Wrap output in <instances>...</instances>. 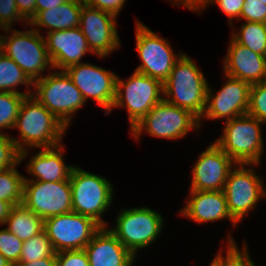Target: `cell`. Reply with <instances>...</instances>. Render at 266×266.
I'll list each match as a JSON object with an SVG mask.
<instances>
[{
    "label": "cell",
    "mask_w": 266,
    "mask_h": 266,
    "mask_svg": "<svg viewBox=\"0 0 266 266\" xmlns=\"http://www.w3.org/2000/svg\"><path fill=\"white\" fill-rule=\"evenodd\" d=\"M24 177L16 166L0 171V199L12 205L23 202Z\"/></svg>",
    "instance_id": "27"
},
{
    "label": "cell",
    "mask_w": 266,
    "mask_h": 266,
    "mask_svg": "<svg viewBox=\"0 0 266 266\" xmlns=\"http://www.w3.org/2000/svg\"><path fill=\"white\" fill-rule=\"evenodd\" d=\"M22 203L43 220L70 213L73 211L70 181H24Z\"/></svg>",
    "instance_id": "13"
},
{
    "label": "cell",
    "mask_w": 266,
    "mask_h": 266,
    "mask_svg": "<svg viewBox=\"0 0 266 266\" xmlns=\"http://www.w3.org/2000/svg\"><path fill=\"white\" fill-rule=\"evenodd\" d=\"M116 18L108 12L86 4L82 6L79 28L82 30L90 50L94 55L97 54L100 59L107 57L121 46L116 29Z\"/></svg>",
    "instance_id": "16"
},
{
    "label": "cell",
    "mask_w": 266,
    "mask_h": 266,
    "mask_svg": "<svg viewBox=\"0 0 266 266\" xmlns=\"http://www.w3.org/2000/svg\"><path fill=\"white\" fill-rule=\"evenodd\" d=\"M12 206L13 205L11 203L0 199V225H4L5 220L10 214Z\"/></svg>",
    "instance_id": "43"
},
{
    "label": "cell",
    "mask_w": 266,
    "mask_h": 266,
    "mask_svg": "<svg viewBox=\"0 0 266 266\" xmlns=\"http://www.w3.org/2000/svg\"><path fill=\"white\" fill-rule=\"evenodd\" d=\"M90 266H133V256L107 229L102 227L85 246Z\"/></svg>",
    "instance_id": "21"
},
{
    "label": "cell",
    "mask_w": 266,
    "mask_h": 266,
    "mask_svg": "<svg viewBox=\"0 0 266 266\" xmlns=\"http://www.w3.org/2000/svg\"><path fill=\"white\" fill-rule=\"evenodd\" d=\"M226 255L223 256V266H253V261L248 252L247 243L243 244V250L240 251L232 235L227 234Z\"/></svg>",
    "instance_id": "32"
},
{
    "label": "cell",
    "mask_w": 266,
    "mask_h": 266,
    "mask_svg": "<svg viewBox=\"0 0 266 266\" xmlns=\"http://www.w3.org/2000/svg\"><path fill=\"white\" fill-rule=\"evenodd\" d=\"M8 135L0 134V171L21 164L20 152Z\"/></svg>",
    "instance_id": "33"
},
{
    "label": "cell",
    "mask_w": 266,
    "mask_h": 266,
    "mask_svg": "<svg viewBox=\"0 0 266 266\" xmlns=\"http://www.w3.org/2000/svg\"><path fill=\"white\" fill-rule=\"evenodd\" d=\"M220 251L218 252V254H216V257L212 259L210 266H223V254H222L223 250Z\"/></svg>",
    "instance_id": "44"
},
{
    "label": "cell",
    "mask_w": 266,
    "mask_h": 266,
    "mask_svg": "<svg viewBox=\"0 0 266 266\" xmlns=\"http://www.w3.org/2000/svg\"><path fill=\"white\" fill-rule=\"evenodd\" d=\"M70 0H36V14L39 11H44L47 9H53L61 4H64Z\"/></svg>",
    "instance_id": "41"
},
{
    "label": "cell",
    "mask_w": 266,
    "mask_h": 266,
    "mask_svg": "<svg viewBox=\"0 0 266 266\" xmlns=\"http://www.w3.org/2000/svg\"><path fill=\"white\" fill-rule=\"evenodd\" d=\"M174 3V5H178V6H184L186 7V9L190 10V11H195L204 0H170L169 2Z\"/></svg>",
    "instance_id": "42"
},
{
    "label": "cell",
    "mask_w": 266,
    "mask_h": 266,
    "mask_svg": "<svg viewBox=\"0 0 266 266\" xmlns=\"http://www.w3.org/2000/svg\"><path fill=\"white\" fill-rule=\"evenodd\" d=\"M223 59L224 75L243 80L250 85L266 81V56L251 51L230 39Z\"/></svg>",
    "instance_id": "19"
},
{
    "label": "cell",
    "mask_w": 266,
    "mask_h": 266,
    "mask_svg": "<svg viewBox=\"0 0 266 266\" xmlns=\"http://www.w3.org/2000/svg\"><path fill=\"white\" fill-rule=\"evenodd\" d=\"M84 4V2L79 0H70L57 7H53V9L39 11L28 25L35 26L34 29L38 32L41 28L45 27L47 28V33L79 27L80 12Z\"/></svg>",
    "instance_id": "23"
},
{
    "label": "cell",
    "mask_w": 266,
    "mask_h": 266,
    "mask_svg": "<svg viewBox=\"0 0 266 266\" xmlns=\"http://www.w3.org/2000/svg\"><path fill=\"white\" fill-rule=\"evenodd\" d=\"M45 37L47 52L56 70L83 63L87 52L94 54L79 27L51 31Z\"/></svg>",
    "instance_id": "18"
},
{
    "label": "cell",
    "mask_w": 266,
    "mask_h": 266,
    "mask_svg": "<svg viewBox=\"0 0 266 266\" xmlns=\"http://www.w3.org/2000/svg\"><path fill=\"white\" fill-rule=\"evenodd\" d=\"M4 225L21 241H26L44 229V220L21 203L12 206Z\"/></svg>",
    "instance_id": "24"
},
{
    "label": "cell",
    "mask_w": 266,
    "mask_h": 266,
    "mask_svg": "<svg viewBox=\"0 0 266 266\" xmlns=\"http://www.w3.org/2000/svg\"><path fill=\"white\" fill-rule=\"evenodd\" d=\"M231 38L251 51L266 56V23L244 21Z\"/></svg>",
    "instance_id": "26"
},
{
    "label": "cell",
    "mask_w": 266,
    "mask_h": 266,
    "mask_svg": "<svg viewBox=\"0 0 266 266\" xmlns=\"http://www.w3.org/2000/svg\"><path fill=\"white\" fill-rule=\"evenodd\" d=\"M190 197L186 205L180 212L183 217L192 219L195 223L202 224L207 222H216L221 219H228L234 227L238 223L229 213L226 196L221 191H199L191 190Z\"/></svg>",
    "instance_id": "20"
},
{
    "label": "cell",
    "mask_w": 266,
    "mask_h": 266,
    "mask_svg": "<svg viewBox=\"0 0 266 266\" xmlns=\"http://www.w3.org/2000/svg\"><path fill=\"white\" fill-rule=\"evenodd\" d=\"M245 0H204L201 5L194 12H201L206 9L210 4H217V6L228 16L229 26L233 28V19L239 20L241 9Z\"/></svg>",
    "instance_id": "34"
},
{
    "label": "cell",
    "mask_w": 266,
    "mask_h": 266,
    "mask_svg": "<svg viewBox=\"0 0 266 266\" xmlns=\"http://www.w3.org/2000/svg\"><path fill=\"white\" fill-rule=\"evenodd\" d=\"M20 15L29 23L36 15V0H15Z\"/></svg>",
    "instance_id": "39"
},
{
    "label": "cell",
    "mask_w": 266,
    "mask_h": 266,
    "mask_svg": "<svg viewBox=\"0 0 266 266\" xmlns=\"http://www.w3.org/2000/svg\"><path fill=\"white\" fill-rule=\"evenodd\" d=\"M18 21L28 22L20 15L15 0H0V29L12 28Z\"/></svg>",
    "instance_id": "35"
},
{
    "label": "cell",
    "mask_w": 266,
    "mask_h": 266,
    "mask_svg": "<svg viewBox=\"0 0 266 266\" xmlns=\"http://www.w3.org/2000/svg\"><path fill=\"white\" fill-rule=\"evenodd\" d=\"M266 23V5L259 0H245L241 9L240 20Z\"/></svg>",
    "instance_id": "36"
},
{
    "label": "cell",
    "mask_w": 266,
    "mask_h": 266,
    "mask_svg": "<svg viewBox=\"0 0 266 266\" xmlns=\"http://www.w3.org/2000/svg\"><path fill=\"white\" fill-rule=\"evenodd\" d=\"M23 241L6 228L0 230V254L13 266L19 262Z\"/></svg>",
    "instance_id": "31"
},
{
    "label": "cell",
    "mask_w": 266,
    "mask_h": 266,
    "mask_svg": "<svg viewBox=\"0 0 266 266\" xmlns=\"http://www.w3.org/2000/svg\"><path fill=\"white\" fill-rule=\"evenodd\" d=\"M247 114L266 124V81L251 85Z\"/></svg>",
    "instance_id": "30"
},
{
    "label": "cell",
    "mask_w": 266,
    "mask_h": 266,
    "mask_svg": "<svg viewBox=\"0 0 266 266\" xmlns=\"http://www.w3.org/2000/svg\"><path fill=\"white\" fill-rule=\"evenodd\" d=\"M226 82L214 94L208 85L206 106L201 119L225 121L247 114L251 85L243 80L224 75Z\"/></svg>",
    "instance_id": "15"
},
{
    "label": "cell",
    "mask_w": 266,
    "mask_h": 266,
    "mask_svg": "<svg viewBox=\"0 0 266 266\" xmlns=\"http://www.w3.org/2000/svg\"><path fill=\"white\" fill-rule=\"evenodd\" d=\"M13 266H57L56 257H45L37 261L18 262Z\"/></svg>",
    "instance_id": "40"
},
{
    "label": "cell",
    "mask_w": 266,
    "mask_h": 266,
    "mask_svg": "<svg viewBox=\"0 0 266 266\" xmlns=\"http://www.w3.org/2000/svg\"><path fill=\"white\" fill-rule=\"evenodd\" d=\"M251 166L254 164H236L229 172L223 190L229 213L238 224L245 215L254 211L257 202L266 197L263 179Z\"/></svg>",
    "instance_id": "10"
},
{
    "label": "cell",
    "mask_w": 266,
    "mask_h": 266,
    "mask_svg": "<svg viewBox=\"0 0 266 266\" xmlns=\"http://www.w3.org/2000/svg\"><path fill=\"white\" fill-rule=\"evenodd\" d=\"M13 129H18L20 138L12 140L20 152V163L30 151L27 148H52L61 145L67 128L32 95L21 104ZM27 146V148H26Z\"/></svg>",
    "instance_id": "1"
},
{
    "label": "cell",
    "mask_w": 266,
    "mask_h": 266,
    "mask_svg": "<svg viewBox=\"0 0 266 266\" xmlns=\"http://www.w3.org/2000/svg\"><path fill=\"white\" fill-rule=\"evenodd\" d=\"M11 28L3 29L0 35V51L11 58L34 82L43 78L46 69L52 70V61L48 55L45 37L34 29L19 31ZM43 75V76H42Z\"/></svg>",
    "instance_id": "3"
},
{
    "label": "cell",
    "mask_w": 266,
    "mask_h": 266,
    "mask_svg": "<svg viewBox=\"0 0 266 266\" xmlns=\"http://www.w3.org/2000/svg\"><path fill=\"white\" fill-rule=\"evenodd\" d=\"M136 50L141 64L135 71L160 80L162 83L169 77L175 62L182 56L175 54L170 43L136 20Z\"/></svg>",
    "instance_id": "11"
},
{
    "label": "cell",
    "mask_w": 266,
    "mask_h": 266,
    "mask_svg": "<svg viewBox=\"0 0 266 266\" xmlns=\"http://www.w3.org/2000/svg\"><path fill=\"white\" fill-rule=\"evenodd\" d=\"M0 266H12L5 257L0 254Z\"/></svg>",
    "instance_id": "45"
},
{
    "label": "cell",
    "mask_w": 266,
    "mask_h": 266,
    "mask_svg": "<svg viewBox=\"0 0 266 266\" xmlns=\"http://www.w3.org/2000/svg\"><path fill=\"white\" fill-rule=\"evenodd\" d=\"M163 98L160 80L134 71L126 81L117 76L112 110L115 107L127 109L131 130Z\"/></svg>",
    "instance_id": "9"
},
{
    "label": "cell",
    "mask_w": 266,
    "mask_h": 266,
    "mask_svg": "<svg viewBox=\"0 0 266 266\" xmlns=\"http://www.w3.org/2000/svg\"><path fill=\"white\" fill-rule=\"evenodd\" d=\"M235 166L236 163L215 142L210 143L193 164L190 190H224L229 172Z\"/></svg>",
    "instance_id": "17"
},
{
    "label": "cell",
    "mask_w": 266,
    "mask_h": 266,
    "mask_svg": "<svg viewBox=\"0 0 266 266\" xmlns=\"http://www.w3.org/2000/svg\"><path fill=\"white\" fill-rule=\"evenodd\" d=\"M64 71L81 91L85 102L88 98H92L104 109L105 115L111 113L118 75L98 65L85 62L69 66Z\"/></svg>",
    "instance_id": "14"
},
{
    "label": "cell",
    "mask_w": 266,
    "mask_h": 266,
    "mask_svg": "<svg viewBox=\"0 0 266 266\" xmlns=\"http://www.w3.org/2000/svg\"><path fill=\"white\" fill-rule=\"evenodd\" d=\"M126 1L127 0H86L85 4L117 17L123 9V6H125Z\"/></svg>",
    "instance_id": "38"
},
{
    "label": "cell",
    "mask_w": 266,
    "mask_h": 266,
    "mask_svg": "<svg viewBox=\"0 0 266 266\" xmlns=\"http://www.w3.org/2000/svg\"><path fill=\"white\" fill-rule=\"evenodd\" d=\"M101 228L93 218L73 211L44 220V230L56 252L83 250Z\"/></svg>",
    "instance_id": "12"
},
{
    "label": "cell",
    "mask_w": 266,
    "mask_h": 266,
    "mask_svg": "<svg viewBox=\"0 0 266 266\" xmlns=\"http://www.w3.org/2000/svg\"><path fill=\"white\" fill-rule=\"evenodd\" d=\"M200 127L195 115L163 98L131 129V134L136 141L143 132L152 137L176 140L187 136L192 129L198 131Z\"/></svg>",
    "instance_id": "8"
},
{
    "label": "cell",
    "mask_w": 266,
    "mask_h": 266,
    "mask_svg": "<svg viewBox=\"0 0 266 266\" xmlns=\"http://www.w3.org/2000/svg\"><path fill=\"white\" fill-rule=\"evenodd\" d=\"M69 181L73 212L91 217L102 227H107L102 215L112 205L114 198L112 183L105 177L84 171L76 165L71 171Z\"/></svg>",
    "instance_id": "5"
},
{
    "label": "cell",
    "mask_w": 266,
    "mask_h": 266,
    "mask_svg": "<svg viewBox=\"0 0 266 266\" xmlns=\"http://www.w3.org/2000/svg\"><path fill=\"white\" fill-rule=\"evenodd\" d=\"M115 227L110 230L119 242L136 257L138 250L156 242L162 233L164 218L162 214L149 207L121 209Z\"/></svg>",
    "instance_id": "7"
},
{
    "label": "cell",
    "mask_w": 266,
    "mask_h": 266,
    "mask_svg": "<svg viewBox=\"0 0 266 266\" xmlns=\"http://www.w3.org/2000/svg\"><path fill=\"white\" fill-rule=\"evenodd\" d=\"M45 257H56V251L43 229L37 235L23 241L19 262L37 261Z\"/></svg>",
    "instance_id": "28"
},
{
    "label": "cell",
    "mask_w": 266,
    "mask_h": 266,
    "mask_svg": "<svg viewBox=\"0 0 266 266\" xmlns=\"http://www.w3.org/2000/svg\"><path fill=\"white\" fill-rule=\"evenodd\" d=\"M63 143L52 148H42L31 156L27 162V173L32 179L24 177V181L58 182L69 181L74 165H66L63 159Z\"/></svg>",
    "instance_id": "22"
},
{
    "label": "cell",
    "mask_w": 266,
    "mask_h": 266,
    "mask_svg": "<svg viewBox=\"0 0 266 266\" xmlns=\"http://www.w3.org/2000/svg\"><path fill=\"white\" fill-rule=\"evenodd\" d=\"M57 266H90L83 250L56 252Z\"/></svg>",
    "instance_id": "37"
},
{
    "label": "cell",
    "mask_w": 266,
    "mask_h": 266,
    "mask_svg": "<svg viewBox=\"0 0 266 266\" xmlns=\"http://www.w3.org/2000/svg\"><path fill=\"white\" fill-rule=\"evenodd\" d=\"M33 84L34 82L27 74L11 58L0 51V92H13L30 96L33 90L29 88L33 87ZM20 85H25L28 92L18 91L17 86Z\"/></svg>",
    "instance_id": "25"
},
{
    "label": "cell",
    "mask_w": 266,
    "mask_h": 266,
    "mask_svg": "<svg viewBox=\"0 0 266 266\" xmlns=\"http://www.w3.org/2000/svg\"><path fill=\"white\" fill-rule=\"evenodd\" d=\"M48 73L43 78L34 81L35 90L32 96L68 129L73 114L84 106L85 101L81 91L64 70Z\"/></svg>",
    "instance_id": "6"
},
{
    "label": "cell",
    "mask_w": 266,
    "mask_h": 266,
    "mask_svg": "<svg viewBox=\"0 0 266 266\" xmlns=\"http://www.w3.org/2000/svg\"><path fill=\"white\" fill-rule=\"evenodd\" d=\"M207 89L208 81L204 74L193 59L183 53L175 62L169 77L163 82V97L173 105L191 112L201 125Z\"/></svg>",
    "instance_id": "2"
},
{
    "label": "cell",
    "mask_w": 266,
    "mask_h": 266,
    "mask_svg": "<svg viewBox=\"0 0 266 266\" xmlns=\"http://www.w3.org/2000/svg\"><path fill=\"white\" fill-rule=\"evenodd\" d=\"M26 95L13 92H0V134L1 129H13L21 104Z\"/></svg>",
    "instance_id": "29"
},
{
    "label": "cell",
    "mask_w": 266,
    "mask_h": 266,
    "mask_svg": "<svg viewBox=\"0 0 266 266\" xmlns=\"http://www.w3.org/2000/svg\"><path fill=\"white\" fill-rule=\"evenodd\" d=\"M259 1H261L263 4L266 5V0H259Z\"/></svg>",
    "instance_id": "46"
},
{
    "label": "cell",
    "mask_w": 266,
    "mask_h": 266,
    "mask_svg": "<svg viewBox=\"0 0 266 266\" xmlns=\"http://www.w3.org/2000/svg\"><path fill=\"white\" fill-rule=\"evenodd\" d=\"M260 120L248 114L225 121L215 143L236 163L260 165L264 153Z\"/></svg>",
    "instance_id": "4"
}]
</instances>
